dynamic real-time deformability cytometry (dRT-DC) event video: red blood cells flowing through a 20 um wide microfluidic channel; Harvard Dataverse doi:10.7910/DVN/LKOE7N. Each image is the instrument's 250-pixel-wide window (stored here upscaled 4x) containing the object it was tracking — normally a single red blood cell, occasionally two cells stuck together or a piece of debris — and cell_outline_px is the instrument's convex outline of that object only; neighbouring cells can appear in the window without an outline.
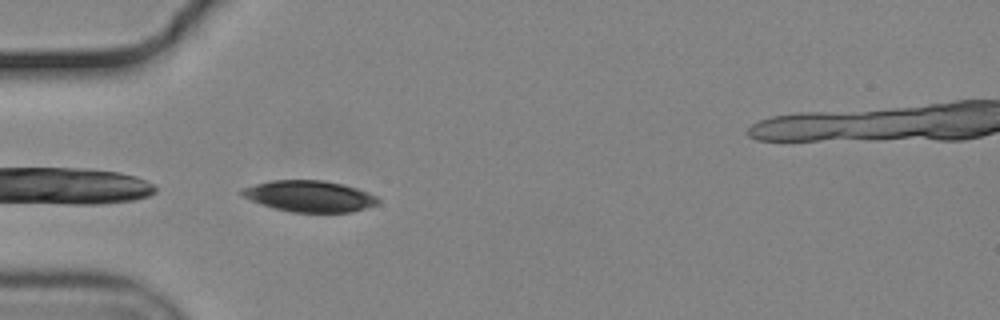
{"species": "common noctule bat (a hibernating species)", "species_latin": "Nyctalus noctula", "temperature_condition": "cold", "stored_images_in_passage": 34, "camera_frame_rate_fps": 3000, "um_per_image_px": 0.085, "animal": {"sex": "male", "body_mass_g": 19.2, "forearm_length_mm": 51.8}, "frame": {"image": 1, "passage_image": 1, "time_ms": 0.0, "image_size_px": [1000, 320], "cell_outline_px": [[380, 204], [352, 212], [292, 212], [260, 204], [244, 196], [240, 192], [244, 188], [256, 184], [272, 180], [324, 180], [344, 184], [368, 192], [376, 196], [380, 200]], "centroid_in_image_um": [26.37, 16.67], "position_along_channel_um": 58.6, "area_um2": 24.68}}
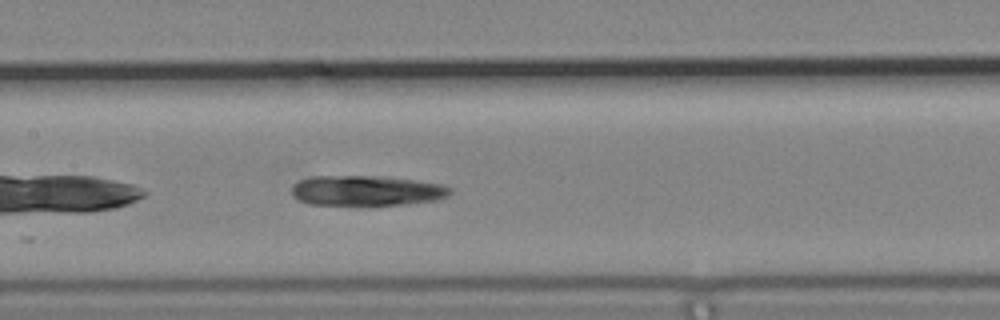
{"frame": {"image": 2, "passage_image": 11, "time_ms": 3.333, "image_size_px": [1000, 320], "cell_outline_px": [[452, 192], [448, 196], [436, 200], [404, 204], [308, 204], [292, 196], [292, 184], [300, 180], [312, 176], [388, 176], [416, 180], [440, 184], [452, 188]], "centroid_in_image_um": [31.16, 16.18], "position_along_channel_um": 176.2, "area_um2": 27.8}}
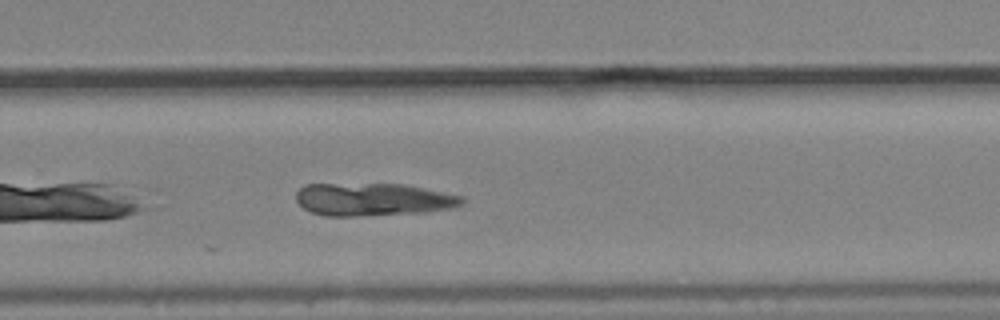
{"frame": {"image": 3, "passage_image": 21, "time_ms": 6.667, "image_size_px": [1000, 320], "cell_outline_px": [[464, 204], [448, 208], [424, 212], [352, 216], [324, 216], [312, 212], [304, 208], [296, 200], [296, 192], [304, 184], [404, 184], [464, 196]], "centroid_in_image_um": [31.7, 16.94], "position_along_channel_um": 298.1, "area_um2": 31.56}}